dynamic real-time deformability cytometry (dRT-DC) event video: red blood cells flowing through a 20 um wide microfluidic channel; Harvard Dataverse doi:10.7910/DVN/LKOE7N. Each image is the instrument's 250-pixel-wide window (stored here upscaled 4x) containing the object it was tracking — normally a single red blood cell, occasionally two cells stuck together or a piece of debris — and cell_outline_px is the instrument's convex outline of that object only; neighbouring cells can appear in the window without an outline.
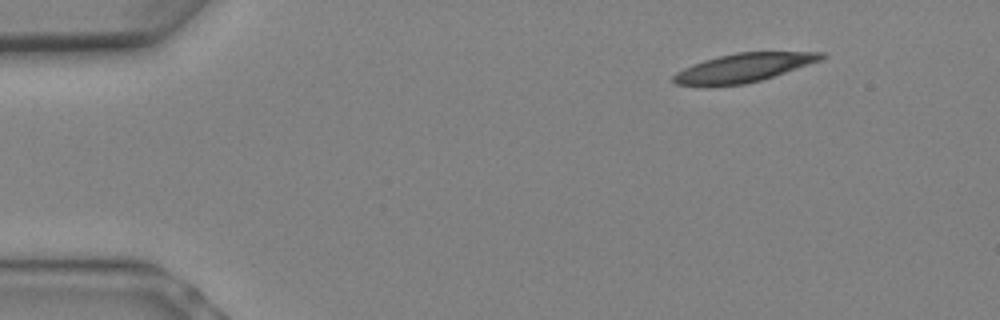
{"species": "Egyptian fruit bat (a non-hibernating species)", "species_latin": "Rousettus aegyptiacus", "temperature_condition": "warm", "stored_images_in_passage": 6, "camera_frame_rate_fps": 3000, "um_per_image_px": 0.085, "animal": {"sex": "female"}, "frame": {"image": 1, "passage_image": 1, "time_ms": 0.0, "image_size_px": [1000, 320], "cell_outline_px": [[828, 56], [824, 60], [760, 80], [744, 84], [712, 88], [704, 88], [676, 84], [672, 80], [672, 76], [676, 72], [692, 64], [704, 60], [736, 52], [824, 52]], "centroid_in_image_um": [63.16, 5.79], "position_along_channel_um": 21.8, "area_um2": 25.32}}
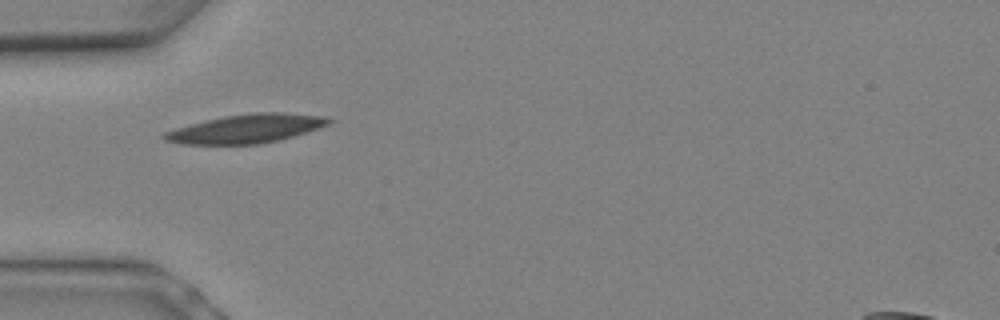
{"frame": {"image": 2, "passage_image": 5, "time_ms": 1.333, "image_size_px": [1000, 320], "cell_outline_px": [[332, 120], [328, 124], [280, 140], [260, 144], [180, 144], [164, 140], [160, 136], [164, 132], [176, 128], [224, 116], [256, 112], [280, 112], [332, 116]], "centroid_in_image_um": [20.94, 10.93], "position_along_channel_um": 64.1, "area_um2": 27.4}}